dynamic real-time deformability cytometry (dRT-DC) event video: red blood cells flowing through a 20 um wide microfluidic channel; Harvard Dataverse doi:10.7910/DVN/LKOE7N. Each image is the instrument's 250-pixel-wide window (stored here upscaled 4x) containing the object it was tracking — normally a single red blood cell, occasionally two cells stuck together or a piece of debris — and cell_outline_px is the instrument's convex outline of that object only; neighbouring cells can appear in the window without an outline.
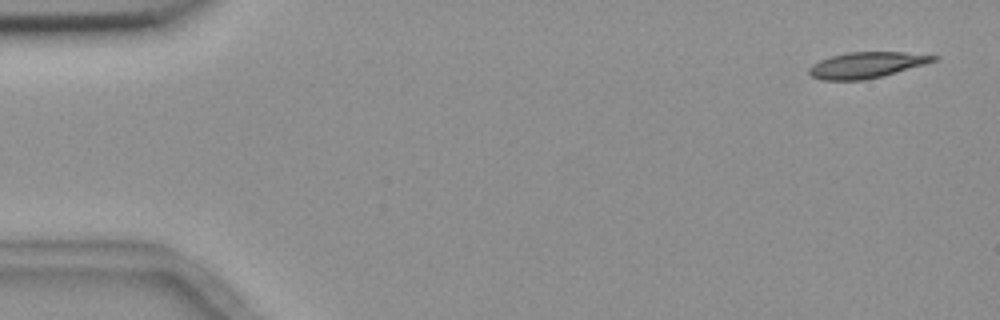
{"species": "common noctule bat (a hibernating species)", "species_latin": "Nyctalus noctula", "temperature_condition": "room temperature", "stored_images_in_passage": 4, "camera_frame_rate_fps": 3000, "um_per_image_px": 0.085, "animal": {"sex": "female", "body_mass_g": 18.4}, "frame": {"image": 1, "passage_image": 1, "time_ms": 0.0, "image_size_px": [1000, 320], "cell_outline_px": [[940, 56], [936, 60], [924, 64], [880, 76], [864, 80], [820, 80], [812, 76], [808, 72], [808, 68], [812, 64], [820, 60], [832, 56], [848, 52], [904, 52]], "centroid_in_image_um": [73.61, 5.52], "position_along_channel_um": 11.4, "area_um2": 18.55}}
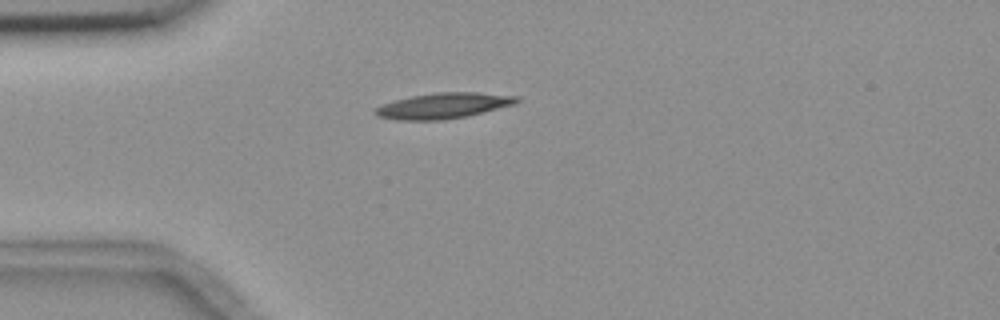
{"frame": {"image": 2, "passage_image": 4, "time_ms": 4.0, "image_size_px": [1000, 320], "cell_outline_px": [[520, 100], [516, 104], [468, 116], [444, 120], [396, 120], [376, 116], [372, 112], [380, 104], [412, 96], [436, 92], [476, 92], [520, 96]], "centroid_in_image_um": [37.7, 8.99], "position_along_channel_um": 47.3, "area_um2": 21.39}}